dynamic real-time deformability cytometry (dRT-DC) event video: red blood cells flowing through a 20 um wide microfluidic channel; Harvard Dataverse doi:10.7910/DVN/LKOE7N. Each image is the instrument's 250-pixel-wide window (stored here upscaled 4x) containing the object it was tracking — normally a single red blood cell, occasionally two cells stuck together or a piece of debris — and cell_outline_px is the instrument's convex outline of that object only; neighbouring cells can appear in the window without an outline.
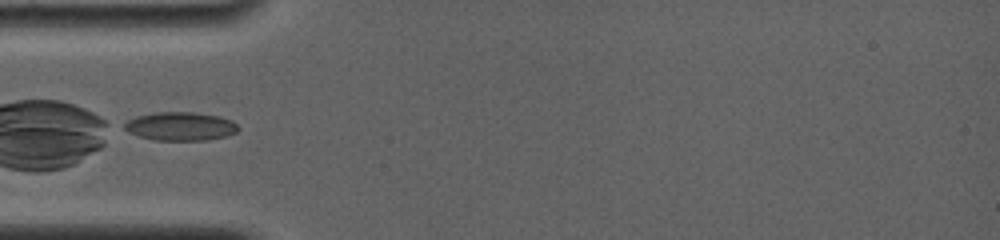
{"species": "common noctule bat (a hibernating species)", "species_latin": "Nyctalus noctula", "temperature_condition": "room temperature", "stored_images_in_passage": 3, "camera_frame_rate_fps": 4000, "um_per_image_px": 0.085, "animal": {"sex": "female", "body_mass_g": 19.0, "forearm_length_mm": 56.7}, "frame": {"image": 1, "passage_image": 1, "time_ms": 0.0, "image_size_px": [1000, 240], "cell_outline_px": [[240, 128], [236, 132], [224, 136], [208, 140], [156, 140], [140, 136], [128, 132], [120, 124], [136, 116], [156, 112], [192, 112], [220, 116], [232, 120]], "centroid_in_image_um": [15.32, 10.73], "position_along_channel_um": 69.7, "area_um2": 18.96}}